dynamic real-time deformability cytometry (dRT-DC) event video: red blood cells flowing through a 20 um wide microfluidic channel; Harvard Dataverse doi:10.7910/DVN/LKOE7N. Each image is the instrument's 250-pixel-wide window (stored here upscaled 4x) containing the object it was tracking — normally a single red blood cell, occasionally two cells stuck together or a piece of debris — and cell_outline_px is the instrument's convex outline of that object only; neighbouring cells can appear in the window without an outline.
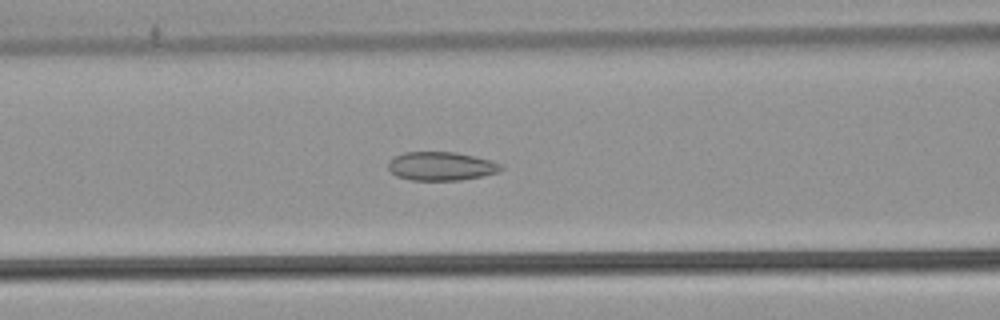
{"species": "common noctule bat (a hibernating species)", "species_latin": "Nyctalus noctula", "temperature_condition": "warm", "stored_images_in_passage": 37, "camera_frame_rate_fps": 3000, "um_per_image_px": 0.085, "animal": {"sex": "male", "body_mass_g": 21.5, "forearm_length_mm": 52.0}, "frame": {"image": 1, "passage_image": 5, "time_ms": 1.333, "image_size_px": [1000, 320], "cell_outline_px": [[504, 168], [496, 172], [480, 176], [460, 180], [412, 180], [396, 176], [388, 168], [388, 160], [404, 152], [456, 152], [488, 160], [500, 164]], "centroid_in_image_um": [37.44, 14.12], "position_along_channel_um": 129.2, "area_um2": 18.55}}
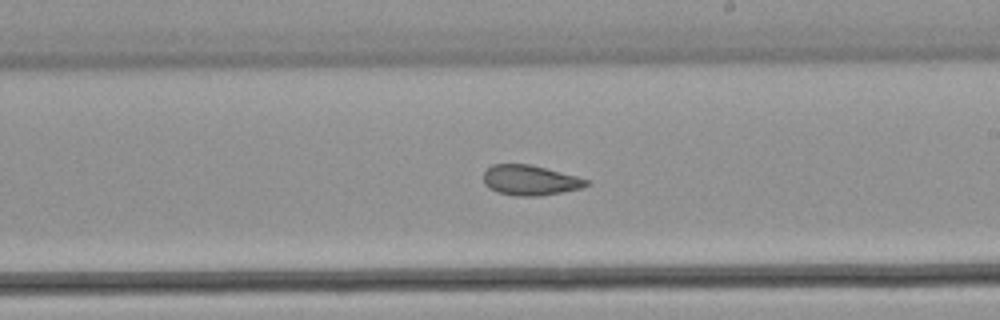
{"frame": {"image": 2, "passage_image": 14, "time_ms": 4.333, "image_size_px": [1000, 320], "cell_outline_px": [[588, 184], [584, 188], [564, 192], [540, 196], [516, 196], [496, 192], [488, 188], [484, 184], [484, 172], [492, 164], [528, 164], [576, 176], [588, 180]], "centroid_in_image_um": [45.04, 15.34], "position_along_channel_um": 244.0, "area_um2": 18.09}}
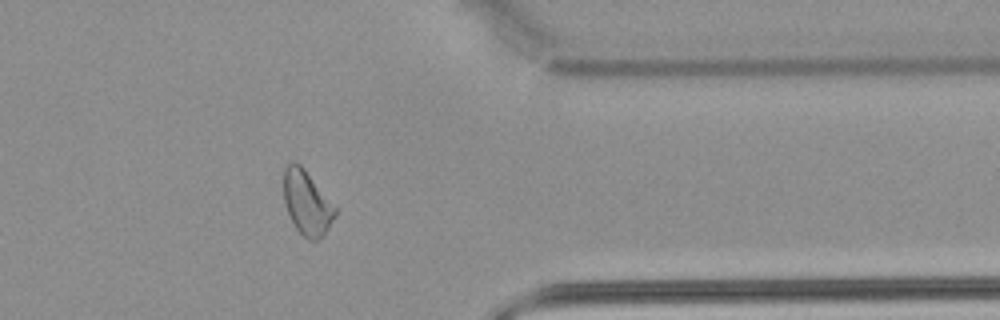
{"frame": {"image": 3, "passage_image": 26, "time_ms": 8.333, "image_size_px": [1000, 320], "cell_outline_px": [[336, 216], [328, 228], [316, 240], [308, 240], [296, 228], [288, 212], [284, 200], [284, 168], [292, 160], [296, 160], [304, 168], [336, 208]], "centroid_in_image_um": [26.07, 17.2], "position_along_channel_um": 385.3, "area_um2": 18.9}}